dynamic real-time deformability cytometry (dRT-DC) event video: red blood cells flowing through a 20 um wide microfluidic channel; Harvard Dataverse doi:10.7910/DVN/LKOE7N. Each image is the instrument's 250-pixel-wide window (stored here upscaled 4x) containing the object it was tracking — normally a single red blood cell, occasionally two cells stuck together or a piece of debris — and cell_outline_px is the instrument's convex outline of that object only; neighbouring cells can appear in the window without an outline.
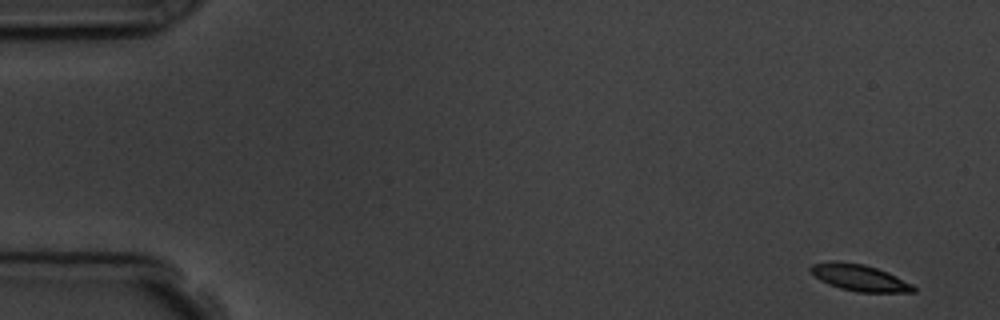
{"species": "common noctule bat (a hibernating species)", "species_latin": "Nyctalus noctula", "temperature_condition": "room temperature", "stored_images_in_passage": 5, "segment_of_instrument_passage": [2, 2], "camera_frame_rate_fps": 3000, "um_per_image_px": 0.085, "animal": {"sex": "male", "body_mass_g": 19.5, "forearm_length_mm": 54.6}, "frame": {"image": 1, "passage_image": 5, "time_ms": 4.667, "image_size_px": [1000, 320], "cell_outline_px": [[916, 292], [856, 292], [840, 288], [828, 284], [820, 280], [808, 268], [812, 264], [836, 260], [864, 264], [888, 272], [912, 284], [916, 288]], "centroid_in_image_um": [73.05, 23.6], "position_along_channel_um": 11.9, "area_um2": 15.9}}